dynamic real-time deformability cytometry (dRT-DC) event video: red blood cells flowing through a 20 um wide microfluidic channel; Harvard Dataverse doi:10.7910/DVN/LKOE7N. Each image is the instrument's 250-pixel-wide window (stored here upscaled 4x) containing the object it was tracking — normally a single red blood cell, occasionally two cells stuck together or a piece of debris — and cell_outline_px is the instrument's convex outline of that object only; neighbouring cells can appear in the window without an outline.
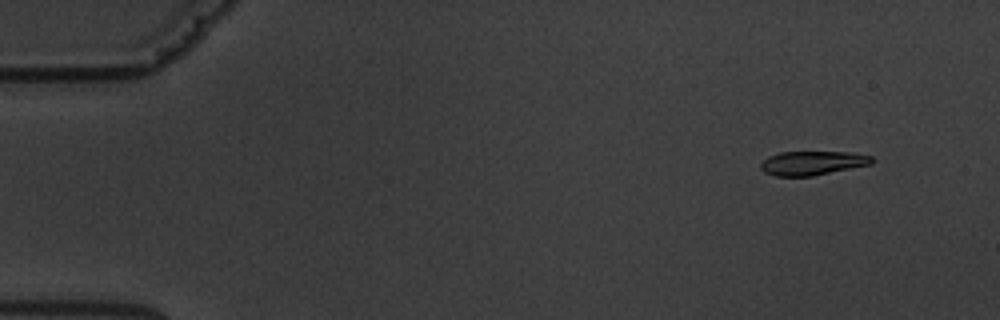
{"species": "common noctule bat (a hibernating species)", "species_latin": "Nyctalus noctula", "temperature_condition": "warm", "stored_images_in_passage": 10, "camera_frame_rate_fps": 3000, "um_per_image_px": 0.085, "animal": {"sex": "male", "body_mass_g": 19.5, "forearm_length_mm": 54.6}, "frame": {"image": 1, "passage_image": 1, "time_ms": 0.0, "image_size_px": [1000, 320], "cell_outline_px": [[876, 160], [872, 164], [812, 176], [776, 176], [764, 172], [760, 168], [760, 164], [768, 156], [780, 152], [852, 152], [872, 156]], "centroid_in_image_um": [69.08, 13.85], "position_along_channel_um": 15.9, "area_um2": 15.66}}
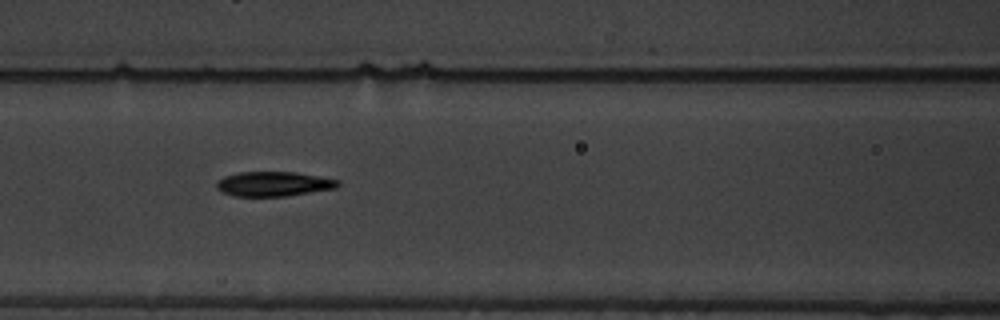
{"frame": {"image": 2, "passage_image": 6, "time_ms": 6.667, "image_size_px": [1000, 320], "cell_outline_px": [[340, 184], [336, 188], [284, 196], [236, 196], [224, 192], [216, 188], [216, 184], [224, 176], [240, 172], [296, 172], [340, 180]], "centroid_in_image_um": [23.28, 15.62], "position_along_channel_um": 143.3, "area_um2": 17.22}}
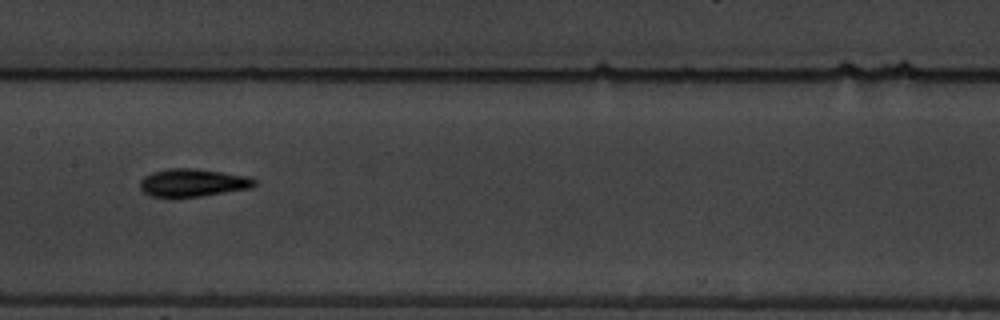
{"frame": {"image": 3, "passage_image": 7, "time_ms": 8.0, "image_size_px": [1000, 320], "cell_outline_px": [[256, 184], [252, 188], [200, 196], [152, 196], [144, 192], [140, 188], [140, 180], [144, 176], [152, 172], [168, 168], [196, 168], [248, 176], [256, 180]], "centroid_in_image_um": [16.4, 15.51], "position_along_channel_um": 191.0, "area_um2": 18.44}}